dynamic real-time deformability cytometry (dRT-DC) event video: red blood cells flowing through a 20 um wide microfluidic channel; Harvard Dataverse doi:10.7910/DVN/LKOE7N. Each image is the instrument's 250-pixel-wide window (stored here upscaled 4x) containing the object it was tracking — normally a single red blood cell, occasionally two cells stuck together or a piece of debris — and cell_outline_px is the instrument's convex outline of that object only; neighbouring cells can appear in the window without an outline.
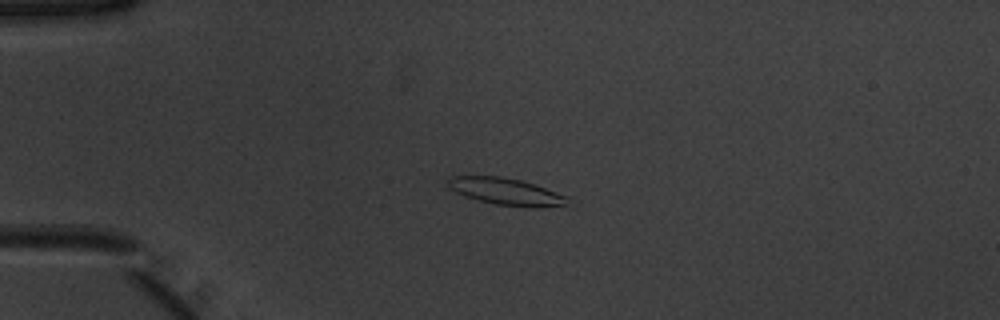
{"species": "common noctule bat (a hibernating species)", "species_latin": "Nyctalus noctula", "temperature_condition": "warm", "stored_images_in_passage": 40, "camera_frame_rate_fps": 3000, "um_per_image_px": 0.085, "animal": {"sex": "male", "body_mass_g": 20.1, "forearm_length_mm": 53.5}, "frame": {"image": 1, "passage_image": 1, "time_ms": 0.0, "image_size_px": [1000, 320], "cell_outline_px": [[568, 196], [564, 204], [544, 208], [532, 208], [496, 204], [464, 196], [448, 188], [448, 180], [452, 176], [500, 176], [520, 180]], "centroid_in_image_um": [42.98, 16.28], "position_along_channel_um": 42.0, "area_um2": 18.5}}
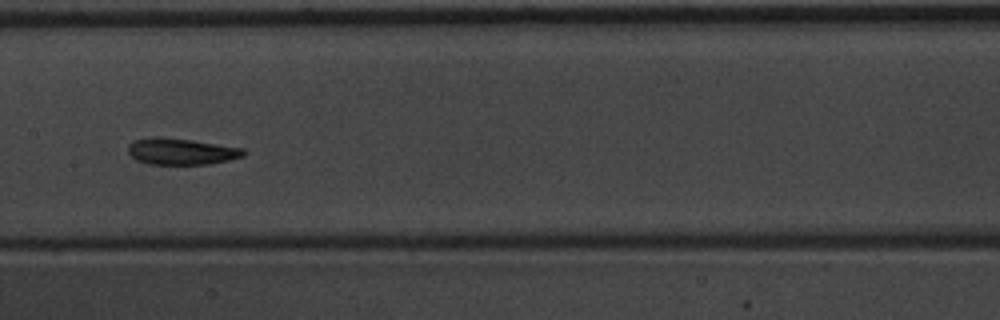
{"frame": {"image": 2, "passage_image": 15, "time_ms": 4.667, "image_size_px": [1000, 320], "cell_outline_px": [[248, 152], [244, 156], [228, 160], [208, 164], [148, 164], [136, 160], [128, 152], [128, 144], [132, 140], [152, 136], [160, 136], [192, 140], [244, 148]], "centroid_in_image_um": [15.39, 12.86], "position_along_channel_um": 192.0, "area_um2": 18.03}}
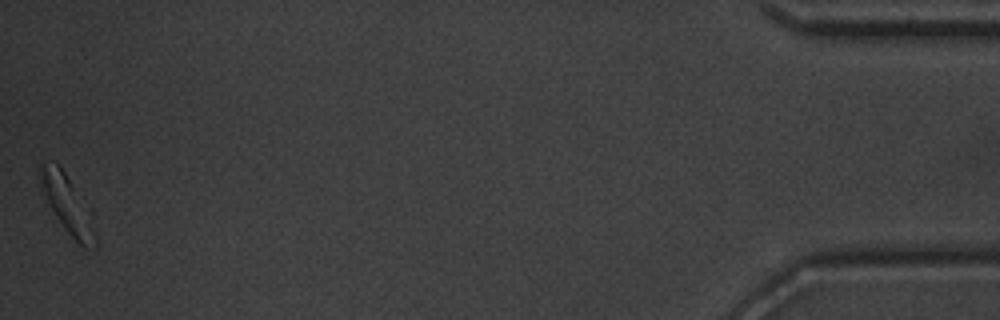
{"frame": {"image": 3, "passage_image": 40, "time_ms": 13.0, "image_size_px": [1000, 320], "cell_outline_px": [[96, 248], [84, 248], [64, 228], [40, 192], [36, 176], [40, 164], [56, 164], [64, 172], [96, 232]], "centroid_in_image_um": [5.59, 17.37], "position_along_channel_um": 429.6, "area_um2": 17.34}, "authors_computed_cell_mechanics": {"area_um2": 17.7735, "velocity_mm_per_s": 3.8972, "shape_relaxation_time_tau1_ms": 2.4174, "shape_relaxation_time_tau2_ms": 2.0924, "deformation_change_tau1": 0.1391, "deformation_change_tau2": 0.0993}}